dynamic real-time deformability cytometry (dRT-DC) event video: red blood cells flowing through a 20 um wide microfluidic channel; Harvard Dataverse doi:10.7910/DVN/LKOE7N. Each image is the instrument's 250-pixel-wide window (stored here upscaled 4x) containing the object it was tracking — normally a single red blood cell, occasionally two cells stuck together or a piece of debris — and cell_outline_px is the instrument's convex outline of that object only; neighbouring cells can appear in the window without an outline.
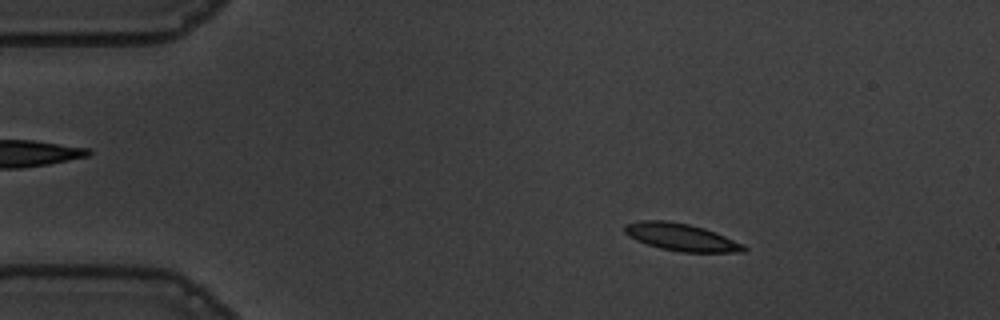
{"species": "common noctule bat (a hibernating species)", "species_latin": "Nyctalus noctula", "temperature_condition": "warm", "stored_images_in_passage": 55, "camera_frame_rate_fps": 3000, "um_per_image_px": 0.085, "animal": {"sex": "male", "body_mass_g": 19.5, "forearm_length_mm": 54.6}, "frame": {"image": 1, "passage_image": 9, "time_ms": 2.667, "image_size_px": [1000, 320], "cell_outline_px": [[748, 248], [744, 252], [680, 252], [660, 248], [636, 240], [628, 236], [624, 232], [624, 224], [640, 220], [668, 220], [688, 224], [704, 228], [744, 244]], "centroid_in_image_um": [57.88, 20.15], "position_along_channel_um": 27.1, "area_um2": 19.02}}
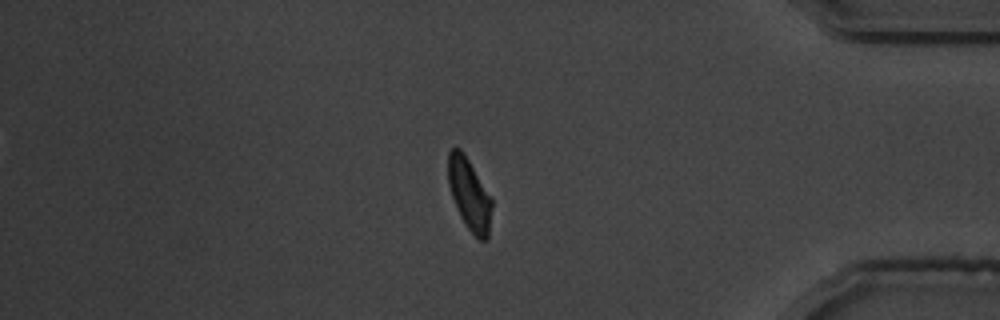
{"frame": {"image": 2, "passage_image": 47, "time_ms": 15.333, "image_size_px": [1000, 320], "cell_outline_px": [[492, 204], [488, 240], [480, 240], [468, 228], [460, 216], [456, 208], [448, 184], [448, 152], [452, 148], [460, 148], [464, 152], [492, 196]], "centroid_in_image_um": [39.9, 16.49], "position_along_channel_um": 395.3, "area_um2": 18.44}}
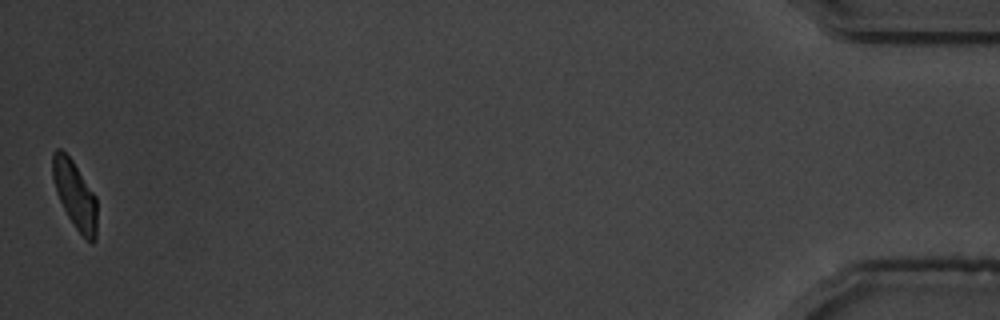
{"frame": {"image": 3, "passage_image": 55, "time_ms": 18.0, "image_size_px": [1000, 320], "cell_outline_px": [[96, 240], [92, 244], [76, 228], [68, 216], [56, 192], [52, 176], [52, 152], [56, 148], [60, 148], [72, 160], [96, 196]], "centroid_in_image_um": [6.36, 16.53], "position_along_channel_um": 428.8, "area_um2": 17.28}, "authors_computed_cell_mechanics": {"area_um2": 18.9006, "velocity_mm_per_s": 3.6338, "shape_relaxation_time_tau1_ms": 4.5204, "shape_relaxation_time_tau2_ms": 2.8422, "deformation_change_tau1": 0.1642, "deformation_change_tau2": 0.0966}}